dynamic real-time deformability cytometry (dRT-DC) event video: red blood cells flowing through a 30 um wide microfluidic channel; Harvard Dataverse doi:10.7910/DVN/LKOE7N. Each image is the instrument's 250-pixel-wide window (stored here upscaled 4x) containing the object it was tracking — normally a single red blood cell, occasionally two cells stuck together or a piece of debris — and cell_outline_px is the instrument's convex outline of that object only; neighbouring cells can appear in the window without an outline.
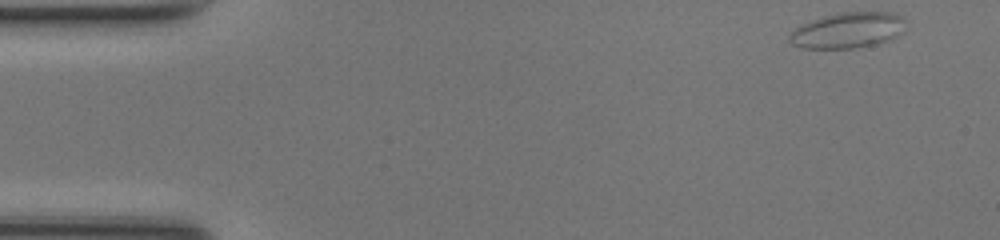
{"species": "common noctule bat (a hibernating species)", "species_latin": "Nyctalus noctula", "temperature_condition": "room temperature", "stored_images_in_passage": 47, "camera_frame_rate_fps": 3000, "um_per_image_px": 0.085, "animal": {"sex": "female", "body_mass_g": 17.0, "forearm_length_mm": 48.0}, "frame": {"image": 1, "passage_image": 1, "time_ms": 0.0, "image_size_px": [1000, 240], "cell_outline_px": [[904, 32], [888, 40], [872, 44], [852, 48], [804, 48], [792, 44], [788, 40], [788, 36], [796, 28], [808, 20], [840, 12], [892, 12], [900, 16], [904, 20]], "centroid_in_image_um": [72.04, 2.56], "position_along_channel_um": 13.0, "area_um2": 24.04}}
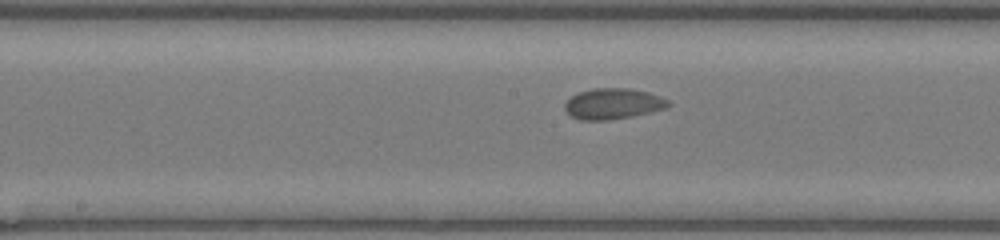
{"frame": {"image": 2, "passage_image": 23, "time_ms": 7.333, "image_size_px": [1000, 240], "cell_outline_px": [[672, 104], [668, 108], [632, 116], [608, 120], [580, 120], [572, 116], [564, 108], [564, 104], [576, 92], [592, 88], [628, 88], [648, 92], [660, 96], [668, 100]], "centroid_in_image_um": [52.12, 8.81], "position_along_channel_um": 196.1, "area_um2": 18.67}}
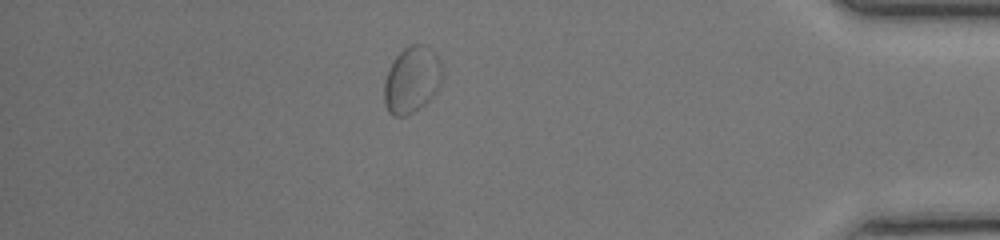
{"frame": {"image": 3, "passage_image": 41, "time_ms": 13.333, "image_size_px": [1000, 240], "cell_outline_px": [[444, 76], [436, 92], [424, 104], [408, 116], [392, 116], [388, 112], [384, 104], [384, 84], [388, 72], [396, 56], [404, 48], [412, 44], [424, 44], [432, 48], [440, 60], [444, 72]], "centroid_in_image_um": [35.03, 6.78], "position_along_channel_um": 400.2, "area_um2": 22.77}, "authors_computed_cell_mechanics": {"area_um2": 18.6694, "velocity_mm_per_s": 4.1412, "shape_relaxation_time_tau1_ms": 6.4558, "shape_relaxation_time_tau2_ms": null, "deformation_change_tau1": 0.0746, "deformation_change_tau2": null}}